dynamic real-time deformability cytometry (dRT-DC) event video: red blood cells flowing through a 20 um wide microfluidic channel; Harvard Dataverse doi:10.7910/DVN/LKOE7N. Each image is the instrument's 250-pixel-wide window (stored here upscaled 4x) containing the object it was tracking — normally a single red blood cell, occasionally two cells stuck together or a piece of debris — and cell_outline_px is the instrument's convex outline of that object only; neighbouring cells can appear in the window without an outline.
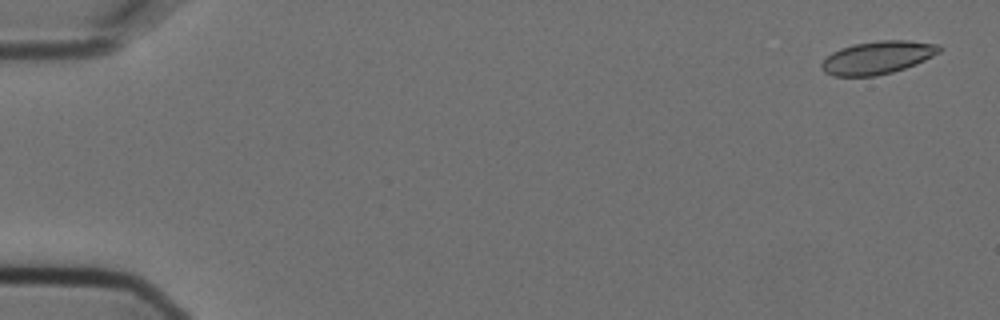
{"species": "Egyptian fruit bat (a non-hibernating species)", "species_latin": "Rousettus aegyptiacus", "temperature_condition": "cold", "stored_images_in_passage": 2, "camera_frame_rate_fps": 3000, "um_per_image_px": 0.085, "animal": {"sex": "female"}, "frame": {"image": 1, "passage_image": 2, "time_ms": 0.333, "image_size_px": [1000, 320], "cell_outline_px": [[944, 48], [940, 52], [916, 64], [892, 72], [876, 76], [832, 76], [824, 72], [820, 68], [820, 64], [832, 52], [840, 48], [856, 44], [880, 40], [908, 40], [940, 44]], "centroid_in_image_um": [74.61, 4.89], "position_along_channel_um": 10.4, "area_um2": 22.66}}